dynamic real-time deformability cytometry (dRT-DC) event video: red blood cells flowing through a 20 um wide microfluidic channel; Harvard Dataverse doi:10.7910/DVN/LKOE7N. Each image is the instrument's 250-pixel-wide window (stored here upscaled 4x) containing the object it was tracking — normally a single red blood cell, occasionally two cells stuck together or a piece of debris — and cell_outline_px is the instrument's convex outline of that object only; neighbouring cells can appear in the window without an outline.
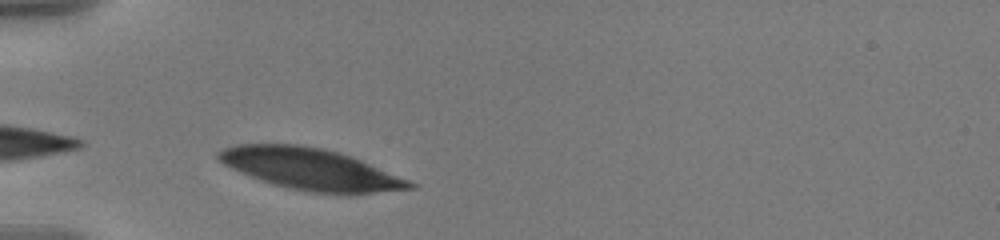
{"species": "human", "species_latin": "Homo sapiens", "temperature_condition": "warm", "stored_images_in_passage": 19, "camera_frame_rate_fps": 3000, "um_per_image_px": 0.085, "donor": {"sex": "male"}, "frame": {"image": 1, "passage_image": 1, "time_ms": 0.0, "image_size_px": [1000, 240], "cell_outline_px": [[416, 188], [352, 196], [344, 196], [308, 192], [288, 188], [260, 180], [232, 168], [224, 164], [216, 156], [216, 152], [224, 148], [236, 144], [296, 144], [320, 148], [352, 156], [408, 180], [416, 184]], "centroid_in_image_um": [26.45, 14.41], "position_along_channel_um": 58.6, "area_um2": 46.59}}
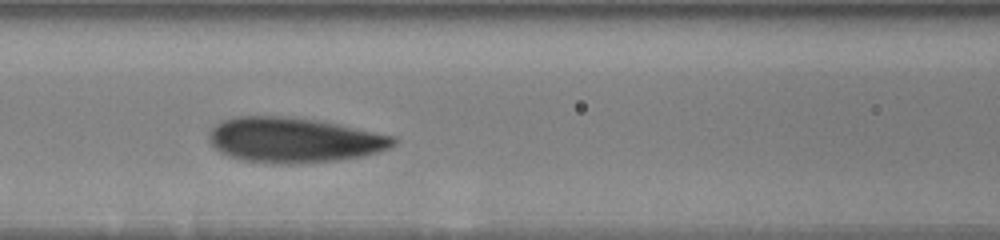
{"frame": {"image": 2, "passage_image": 9, "time_ms": 2.667, "image_size_px": [1000, 240], "cell_outline_px": [[396, 144], [388, 148], [364, 156], [340, 160], [296, 164], [272, 164], [240, 160], [228, 156], [220, 152], [208, 140], [208, 132], [220, 120], [236, 116], [284, 116], [316, 120], [336, 124], [392, 136], [396, 140]], "centroid_in_image_um": [24.91, 11.91], "position_along_channel_um": 141.7, "area_um2": 48.55}}
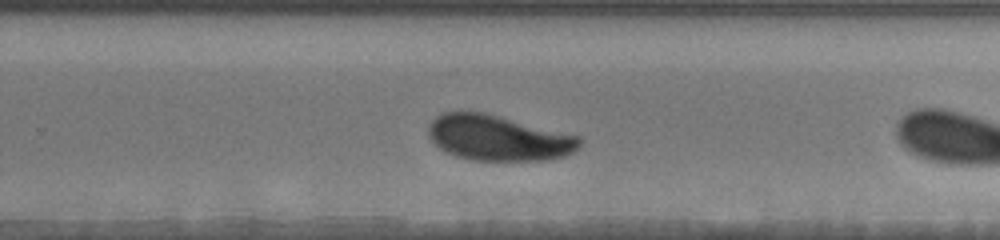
{"frame": {"image": 3, "passage_image": 18, "time_ms": 5.667, "image_size_px": [1000, 240], "cell_outline_px": [[580, 144], [572, 152], [564, 156], [552, 160], [472, 160], [456, 156], [440, 148], [428, 136], [428, 128], [432, 120], [436, 116], [444, 112], [480, 112], [580, 136]], "centroid_in_image_um": [42.34, 11.74], "position_along_channel_um": 287.5, "area_um2": 39.48}}